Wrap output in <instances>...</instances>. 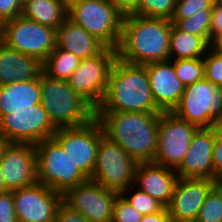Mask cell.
<instances>
[{"mask_svg": "<svg viewBox=\"0 0 222 222\" xmlns=\"http://www.w3.org/2000/svg\"><path fill=\"white\" fill-rule=\"evenodd\" d=\"M171 30V20L165 18L124 16L117 57L136 65L167 61Z\"/></svg>", "mask_w": 222, "mask_h": 222, "instance_id": "cell-1", "label": "cell"}, {"mask_svg": "<svg viewBox=\"0 0 222 222\" xmlns=\"http://www.w3.org/2000/svg\"><path fill=\"white\" fill-rule=\"evenodd\" d=\"M160 113L96 112L104 135L138 163L153 162L158 142Z\"/></svg>", "mask_w": 222, "mask_h": 222, "instance_id": "cell-2", "label": "cell"}, {"mask_svg": "<svg viewBox=\"0 0 222 222\" xmlns=\"http://www.w3.org/2000/svg\"><path fill=\"white\" fill-rule=\"evenodd\" d=\"M96 112L161 113L152 97L146 66L117 58L110 72L104 99Z\"/></svg>", "mask_w": 222, "mask_h": 222, "instance_id": "cell-3", "label": "cell"}, {"mask_svg": "<svg viewBox=\"0 0 222 222\" xmlns=\"http://www.w3.org/2000/svg\"><path fill=\"white\" fill-rule=\"evenodd\" d=\"M41 104L56 128L81 126L96 117V109L68 81L40 74Z\"/></svg>", "mask_w": 222, "mask_h": 222, "instance_id": "cell-4", "label": "cell"}, {"mask_svg": "<svg viewBox=\"0 0 222 222\" xmlns=\"http://www.w3.org/2000/svg\"><path fill=\"white\" fill-rule=\"evenodd\" d=\"M123 17L110 0H68L67 18L109 48L119 46Z\"/></svg>", "mask_w": 222, "mask_h": 222, "instance_id": "cell-5", "label": "cell"}, {"mask_svg": "<svg viewBox=\"0 0 222 222\" xmlns=\"http://www.w3.org/2000/svg\"><path fill=\"white\" fill-rule=\"evenodd\" d=\"M171 112L198 128L222 126V87L205 78L185 86Z\"/></svg>", "mask_w": 222, "mask_h": 222, "instance_id": "cell-6", "label": "cell"}, {"mask_svg": "<svg viewBox=\"0 0 222 222\" xmlns=\"http://www.w3.org/2000/svg\"><path fill=\"white\" fill-rule=\"evenodd\" d=\"M37 155V182L64 194L84 183L88 178L53 139L34 145Z\"/></svg>", "mask_w": 222, "mask_h": 222, "instance_id": "cell-7", "label": "cell"}, {"mask_svg": "<svg viewBox=\"0 0 222 222\" xmlns=\"http://www.w3.org/2000/svg\"><path fill=\"white\" fill-rule=\"evenodd\" d=\"M138 162L103 135L99 141L91 180L119 194L134 185Z\"/></svg>", "mask_w": 222, "mask_h": 222, "instance_id": "cell-8", "label": "cell"}, {"mask_svg": "<svg viewBox=\"0 0 222 222\" xmlns=\"http://www.w3.org/2000/svg\"><path fill=\"white\" fill-rule=\"evenodd\" d=\"M3 43L43 63L56 48V29L20 15L4 22Z\"/></svg>", "mask_w": 222, "mask_h": 222, "instance_id": "cell-9", "label": "cell"}, {"mask_svg": "<svg viewBox=\"0 0 222 222\" xmlns=\"http://www.w3.org/2000/svg\"><path fill=\"white\" fill-rule=\"evenodd\" d=\"M117 58V49L105 47L99 54L81 60L67 80L71 88L95 109L104 99L110 72Z\"/></svg>", "mask_w": 222, "mask_h": 222, "instance_id": "cell-10", "label": "cell"}, {"mask_svg": "<svg viewBox=\"0 0 222 222\" xmlns=\"http://www.w3.org/2000/svg\"><path fill=\"white\" fill-rule=\"evenodd\" d=\"M103 135L102 126L95 117L81 126L57 128L52 138L65 150L80 171L91 179L99 141Z\"/></svg>", "mask_w": 222, "mask_h": 222, "instance_id": "cell-11", "label": "cell"}, {"mask_svg": "<svg viewBox=\"0 0 222 222\" xmlns=\"http://www.w3.org/2000/svg\"><path fill=\"white\" fill-rule=\"evenodd\" d=\"M198 129L196 125L180 119L172 112H161L153 162L176 170L182 163Z\"/></svg>", "mask_w": 222, "mask_h": 222, "instance_id": "cell-12", "label": "cell"}, {"mask_svg": "<svg viewBox=\"0 0 222 222\" xmlns=\"http://www.w3.org/2000/svg\"><path fill=\"white\" fill-rule=\"evenodd\" d=\"M57 128L41 103L14 110L0 119V133L9 143L32 144L52 138Z\"/></svg>", "mask_w": 222, "mask_h": 222, "instance_id": "cell-13", "label": "cell"}, {"mask_svg": "<svg viewBox=\"0 0 222 222\" xmlns=\"http://www.w3.org/2000/svg\"><path fill=\"white\" fill-rule=\"evenodd\" d=\"M118 194L88 179L67 190L63 194V202L81 213L90 222H111Z\"/></svg>", "mask_w": 222, "mask_h": 222, "instance_id": "cell-14", "label": "cell"}, {"mask_svg": "<svg viewBox=\"0 0 222 222\" xmlns=\"http://www.w3.org/2000/svg\"><path fill=\"white\" fill-rule=\"evenodd\" d=\"M18 222H55L63 194L36 182L12 191Z\"/></svg>", "mask_w": 222, "mask_h": 222, "instance_id": "cell-15", "label": "cell"}, {"mask_svg": "<svg viewBox=\"0 0 222 222\" xmlns=\"http://www.w3.org/2000/svg\"><path fill=\"white\" fill-rule=\"evenodd\" d=\"M0 166L7 191L37 182V155L32 144L9 143L0 157Z\"/></svg>", "mask_w": 222, "mask_h": 222, "instance_id": "cell-16", "label": "cell"}, {"mask_svg": "<svg viewBox=\"0 0 222 222\" xmlns=\"http://www.w3.org/2000/svg\"><path fill=\"white\" fill-rule=\"evenodd\" d=\"M215 185V180L179 177L167 206L169 216L177 222H195L206 196Z\"/></svg>", "mask_w": 222, "mask_h": 222, "instance_id": "cell-17", "label": "cell"}, {"mask_svg": "<svg viewBox=\"0 0 222 222\" xmlns=\"http://www.w3.org/2000/svg\"><path fill=\"white\" fill-rule=\"evenodd\" d=\"M216 127L199 128L180 166L176 169L180 178H206L214 180L213 146Z\"/></svg>", "mask_w": 222, "mask_h": 222, "instance_id": "cell-18", "label": "cell"}, {"mask_svg": "<svg viewBox=\"0 0 222 222\" xmlns=\"http://www.w3.org/2000/svg\"><path fill=\"white\" fill-rule=\"evenodd\" d=\"M151 93L162 112H171L179 103L184 85L175 74L171 60L145 64Z\"/></svg>", "mask_w": 222, "mask_h": 222, "instance_id": "cell-19", "label": "cell"}, {"mask_svg": "<svg viewBox=\"0 0 222 222\" xmlns=\"http://www.w3.org/2000/svg\"><path fill=\"white\" fill-rule=\"evenodd\" d=\"M178 179L175 169L154 162H140L135 171L134 186L167 207Z\"/></svg>", "mask_w": 222, "mask_h": 222, "instance_id": "cell-20", "label": "cell"}, {"mask_svg": "<svg viewBox=\"0 0 222 222\" xmlns=\"http://www.w3.org/2000/svg\"><path fill=\"white\" fill-rule=\"evenodd\" d=\"M43 72L38 59L0 45V86L36 79Z\"/></svg>", "mask_w": 222, "mask_h": 222, "instance_id": "cell-21", "label": "cell"}, {"mask_svg": "<svg viewBox=\"0 0 222 222\" xmlns=\"http://www.w3.org/2000/svg\"><path fill=\"white\" fill-rule=\"evenodd\" d=\"M105 47L100 40L68 18L56 29V48L73 53L81 60L99 54Z\"/></svg>", "mask_w": 222, "mask_h": 222, "instance_id": "cell-22", "label": "cell"}, {"mask_svg": "<svg viewBox=\"0 0 222 222\" xmlns=\"http://www.w3.org/2000/svg\"><path fill=\"white\" fill-rule=\"evenodd\" d=\"M41 103L40 76L0 86V119L14 110L31 109Z\"/></svg>", "mask_w": 222, "mask_h": 222, "instance_id": "cell-23", "label": "cell"}, {"mask_svg": "<svg viewBox=\"0 0 222 222\" xmlns=\"http://www.w3.org/2000/svg\"><path fill=\"white\" fill-rule=\"evenodd\" d=\"M68 0H28L22 16L39 24L57 29L66 19Z\"/></svg>", "mask_w": 222, "mask_h": 222, "instance_id": "cell-24", "label": "cell"}, {"mask_svg": "<svg viewBox=\"0 0 222 222\" xmlns=\"http://www.w3.org/2000/svg\"><path fill=\"white\" fill-rule=\"evenodd\" d=\"M208 49L209 43L203 37L183 32L172 24L169 60L201 58Z\"/></svg>", "mask_w": 222, "mask_h": 222, "instance_id": "cell-25", "label": "cell"}, {"mask_svg": "<svg viewBox=\"0 0 222 222\" xmlns=\"http://www.w3.org/2000/svg\"><path fill=\"white\" fill-rule=\"evenodd\" d=\"M81 59L66 50L55 48L42 63L43 73L53 79L68 80Z\"/></svg>", "mask_w": 222, "mask_h": 222, "instance_id": "cell-26", "label": "cell"}, {"mask_svg": "<svg viewBox=\"0 0 222 222\" xmlns=\"http://www.w3.org/2000/svg\"><path fill=\"white\" fill-rule=\"evenodd\" d=\"M179 30L203 37L210 43L211 9H204V13H196L191 17L180 20H171Z\"/></svg>", "mask_w": 222, "mask_h": 222, "instance_id": "cell-27", "label": "cell"}, {"mask_svg": "<svg viewBox=\"0 0 222 222\" xmlns=\"http://www.w3.org/2000/svg\"><path fill=\"white\" fill-rule=\"evenodd\" d=\"M175 74L185 86L204 79L203 57L191 59L171 60Z\"/></svg>", "mask_w": 222, "mask_h": 222, "instance_id": "cell-28", "label": "cell"}, {"mask_svg": "<svg viewBox=\"0 0 222 222\" xmlns=\"http://www.w3.org/2000/svg\"><path fill=\"white\" fill-rule=\"evenodd\" d=\"M120 194L142 215L156 213L164 207L156 199L152 198L146 192L139 190L134 185L122 191Z\"/></svg>", "mask_w": 222, "mask_h": 222, "instance_id": "cell-29", "label": "cell"}, {"mask_svg": "<svg viewBox=\"0 0 222 222\" xmlns=\"http://www.w3.org/2000/svg\"><path fill=\"white\" fill-rule=\"evenodd\" d=\"M195 222H222V191L217 185L206 196Z\"/></svg>", "mask_w": 222, "mask_h": 222, "instance_id": "cell-30", "label": "cell"}, {"mask_svg": "<svg viewBox=\"0 0 222 222\" xmlns=\"http://www.w3.org/2000/svg\"><path fill=\"white\" fill-rule=\"evenodd\" d=\"M177 0H140L138 15L171 20Z\"/></svg>", "mask_w": 222, "mask_h": 222, "instance_id": "cell-31", "label": "cell"}, {"mask_svg": "<svg viewBox=\"0 0 222 222\" xmlns=\"http://www.w3.org/2000/svg\"><path fill=\"white\" fill-rule=\"evenodd\" d=\"M213 3L214 0H177L171 20L186 19L196 13H204V9H212Z\"/></svg>", "mask_w": 222, "mask_h": 222, "instance_id": "cell-32", "label": "cell"}, {"mask_svg": "<svg viewBox=\"0 0 222 222\" xmlns=\"http://www.w3.org/2000/svg\"><path fill=\"white\" fill-rule=\"evenodd\" d=\"M204 78L215 85L222 87V54L208 49L203 57Z\"/></svg>", "mask_w": 222, "mask_h": 222, "instance_id": "cell-33", "label": "cell"}, {"mask_svg": "<svg viewBox=\"0 0 222 222\" xmlns=\"http://www.w3.org/2000/svg\"><path fill=\"white\" fill-rule=\"evenodd\" d=\"M142 217V214L135 210L121 194H118L111 222H140Z\"/></svg>", "mask_w": 222, "mask_h": 222, "instance_id": "cell-34", "label": "cell"}, {"mask_svg": "<svg viewBox=\"0 0 222 222\" xmlns=\"http://www.w3.org/2000/svg\"><path fill=\"white\" fill-rule=\"evenodd\" d=\"M0 222H18L12 191L0 193Z\"/></svg>", "mask_w": 222, "mask_h": 222, "instance_id": "cell-35", "label": "cell"}, {"mask_svg": "<svg viewBox=\"0 0 222 222\" xmlns=\"http://www.w3.org/2000/svg\"><path fill=\"white\" fill-rule=\"evenodd\" d=\"M214 180L222 178V127L216 126V136L213 146Z\"/></svg>", "mask_w": 222, "mask_h": 222, "instance_id": "cell-36", "label": "cell"}, {"mask_svg": "<svg viewBox=\"0 0 222 222\" xmlns=\"http://www.w3.org/2000/svg\"><path fill=\"white\" fill-rule=\"evenodd\" d=\"M21 0H0V20L4 23L22 14Z\"/></svg>", "mask_w": 222, "mask_h": 222, "instance_id": "cell-37", "label": "cell"}, {"mask_svg": "<svg viewBox=\"0 0 222 222\" xmlns=\"http://www.w3.org/2000/svg\"><path fill=\"white\" fill-rule=\"evenodd\" d=\"M55 222H90L81 213L71 209L63 201L58 206Z\"/></svg>", "mask_w": 222, "mask_h": 222, "instance_id": "cell-38", "label": "cell"}, {"mask_svg": "<svg viewBox=\"0 0 222 222\" xmlns=\"http://www.w3.org/2000/svg\"><path fill=\"white\" fill-rule=\"evenodd\" d=\"M219 32H222V3L214 2L211 9L210 41Z\"/></svg>", "mask_w": 222, "mask_h": 222, "instance_id": "cell-39", "label": "cell"}, {"mask_svg": "<svg viewBox=\"0 0 222 222\" xmlns=\"http://www.w3.org/2000/svg\"><path fill=\"white\" fill-rule=\"evenodd\" d=\"M117 10L123 15L128 16L132 14L138 15V8L140 0H110Z\"/></svg>", "mask_w": 222, "mask_h": 222, "instance_id": "cell-40", "label": "cell"}, {"mask_svg": "<svg viewBox=\"0 0 222 222\" xmlns=\"http://www.w3.org/2000/svg\"><path fill=\"white\" fill-rule=\"evenodd\" d=\"M169 216L167 207H163L160 211L148 215H143L140 222H163Z\"/></svg>", "mask_w": 222, "mask_h": 222, "instance_id": "cell-41", "label": "cell"}, {"mask_svg": "<svg viewBox=\"0 0 222 222\" xmlns=\"http://www.w3.org/2000/svg\"><path fill=\"white\" fill-rule=\"evenodd\" d=\"M209 49L218 54H222V32L215 34L211 38Z\"/></svg>", "mask_w": 222, "mask_h": 222, "instance_id": "cell-42", "label": "cell"}, {"mask_svg": "<svg viewBox=\"0 0 222 222\" xmlns=\"http://www.w3.org/2000/svg\"><path fill=\"white\" fill-rule=\"evenodd\" d=\"M9 144V142L7 141L6 137L3 136L1 133H0V157L2 155V152L4 150V148Z\"/></svg>", "mask_w": 222, "mask_h": 222, "instance_id": "cell-43", "label": "cell"}, {"mask_svg": "<svg viewBox=\"0 0 222 222\" xmlns=\"http://www.w3.org/2000/svg\"><path fill=\"white\" fill-rule=\"evenodd\" d=\"M4 192H7V188L5 186V181H4L1 166H0V193H4Z\"/></svg>", "mask_w": 222, "mask_h": 222, "instance_id": "cell-44", "label": "cell"}, {"mask_svg": "<svg viewBox=\"0 0 222 222\" xmlns=\"http://www.w3.org/2000/svg\"><path fill=\"white\" fill-rule=\"evenodd\" d=\"M4 23L0 20V45L3 43Z\"/></svg>", "mask_w": 222, "mask_h": 222, "instance_id": "cell-45", "label": "cell"}, {"mask_svg": "<svg viewBox=\"0 0 222 222\" xmlns=\"http://www.w3.org/2000/svg\"><path fill=\"white\" fill-rule=\"evenodd\" d=\"M216 185L220 188V190L222 191V178L216 180Z\"/></svg>", "mask_w": 222, "mask_h": 222, "instance_id": "cell-46", "label": "cell"}, {"mask_svg": "<svg viewBox=\"0 0 222 222\" xmlns=\"http://www.w3.org/2000/svg\"><path fill=\"white\" fill-rule=\"evenodd\" d=\"M163 222H177V221L168 216Z\"/></svg>", "mask_w": 222, "mask_h": 222, "instance_id": "cell-47", "label": "cell"}, {"mask_svg": "<svg viewBox=\"0 0 222 222\" xmlns=\"http://www.w3.org/2000/svg\"><path fill=\"white\" fill-rule=\"evenodd\" d=\"M214 2L222 3V0H214Z\"/></svg>", "mask_w": 222, "mask_h": 222, "instance_id": "cell-48", "label": "cell"}, {"mask_svg": "<svg viewBox=\"0 0 222 222\" xmlns=\"http://www.w3.org/2000/svg\"><path fill=\"white\" fill-rule=\"evenodd\" d=\"M28 0H21V2L24 4L25 2H27Z\"/></svg>", "mask_w": 222, "mask_h": 222, "instance_id": "cell-49", "label": "cell"}]
</instances>
